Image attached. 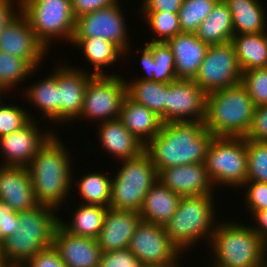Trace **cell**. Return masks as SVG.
Wrapping results in <instances>:
<instances>
[{
    "instance_id": "37",
    "label": "cell",
    "mask_w": 267,
    "mask_h": 267,
    "mask_svg": "<svg viewBox=\"0 0 267 267\" xmlns=\"http://www.w3.org/2000/svg\"><path fill=\"white\" fill-rule=\"evenodd\" d=\"M219 0H183L179 10L182 33H196Z\"/></svg>"
},
{
    "instance_id": "34",
    "label": "cell",
    "mask_w": 267,
    "mask_h": 267,
    "mask_svg": "<svg viewBox=\"0 0 267 267\" xmlns=\"http://www.w3.org/2000/svg\"><path fill=\"white\" fill-rule=\"evenodd\" d=\"M56 210L55 207L39 204L30 210L18 212L19 233L54 234L59 223V218L54 214Z\"/></svg>"
},
{
    "instance_id": "54",
    "label": "cell",
    "mask_w": 267,
    "mask_h": 267,
    "mask_svg": "<svg viewBox=\"0 0 267 267\" xmlns=\"http://www.w3.org/2000/svg\"><path fill=\"white\" fill-rule=\"evenodd\" d=\"M4 260L2 258V248L0 247V267H3L4 266Z\"/></svg>"
},
{
    "instance_id": "3",
    "label": "cell",
    "mask_w": 267,
    "mask_h": 267,
    "mask_svg": "<svg viewBox=\"0 0 267 267\" xmlns=\"http://www.w3.org/2000/svg\"><path fill=\"white\" fill-rule=\"evenodd\" d=\"M255 105L240 83L206 95L205 128L214 136L246 137Z\"/></svg>"
},
{
    "instance_id": "2",
    "label": "cell",
    "mask_w": 267,
    "mask_h": 267,
    "mask_svg": "<svg viewBox=\"0 0 267 267\" xmlns=\"http://www.w3.org/2000/svg\"><path fill=\"white\" fill-rule=\"evenodd\" d=\"M59 139L54 133L27 166L36 200L56 209L68 197L73 181L68 150Z\"/></svg>"
},
{
    "instance_id": "28",
    "label": "cell",
    "mask_w": 267,
    "mask_h": 267,
    "mask_svg": "<svg viewBox=\"0 0 267 267\" xmlns=\"http://www.w3.org/2000/svg\"><path fill=\"white\" fill-rule=\"evenodd\" d=\"M231 42L242 72L267 67V32L234 35Z\"/></svg>"
},
{
    "instance_id": "6",
    "label": "cell",
    "mask_w": 267,
    "mask_h": 267,
    "mask_svg": "<svg viewBox=\"0 0 267 267\" xmlns=\"http://www.w3.org/2000/svg\"><path fill=\"white\" fill-rule=\"evenodd\" d=\"M121 162L112 179L109 208L139 212L146 193L158 181V172L145 151Z\"/></svg>"
},
{
    "instance_id": "43",
    "label": "cell",
    "mask_w": 267,
    "mask_h": 267,
    "mask_svg": "<svg viewBox=\"0 0 267 267\" xmlns=\"http://www.w3.org/2000/svg\"><path fill=\"white\" fill-rule=\"evenodd\" d=\"M143 263L128 248L103 252L98 267H142Z\"/></svg>"
},
{
    "instance_id": "45",
    "label": "cell",
    "mask_w": 267,
    "mask_h": 267,
    "mask_svg": "<svg viewBox=\"0 0 267 267\" xmlns=\"http://www.w3.org/2000/svg\"><path fill=\"white\" fill-rule=\"evenodd\" d=\"M25 265L27 267H67L53 245L37 252Z\"/></svg>"
},
{
    "instance_id": "23",
    "label": "cell",
    "mask_w": 267,
    "mask_h": 267,
    "mask_svg": "<svg viewBox=\"0 0 267 267\" xmlns=\"http://www.w3.org/2000/svg\"><path fill=\"white\" fill-rule=\"evenodd\" d=\"M119 119L145 146L160 132L163 125L161 117L128 96L122 103Z\"/></svg>"
},
{
    "instance_id": "7",
    "label": "cell",
    "mask_w": 267,
    "mask_h": 267,
    "mask_svg": "<svg viewBox=\"0 0 267 267\" xmlns=\"http://www.w3.org/2000/svg\"><path fill=\"white\" fill-rule=\"evenodd\" d=\"M20 11L47 50L55 37L71 41L76 20L71 0H20Z\"/></svg>"
},
{
    "instance_id": "22",
    "label": "cell",
    "mask_w": 267,
    "mask_h": 267,
    "mask_svg": "<svg viewBox=\"0 0 267 267\" xmlns=\"http://www.w3.org/2000/svg\"><path fill=\"white\" fill-rule=\"evenodd\" d=\"M98 128L103 148L121 161L136 158L145 151V145L124 126L119 118L102 122Z\"/></svg>"
},
{
    "instance_id": "12",
    "label": "cell",
    "mask_w": 267,
    "mask_h": 267,
    "mask_svg": "<svg viewBox=\"0 0 267 267\" xmlns=\"http://www.w3.org/2000/svg\"><path fill=\"white\" fill-rule=\"evenodd\" d=\"M119 3L116 2L76 18L74 34L70 42L74 44L79 38L101 37L114 43L124 53L129 52L127 26Z\"/></svg>"
},
{
    "instance_id": "36",
    "label": "cell",
    "mask_w": 267,
    "mask_h": 267,
    "mask_svg": "<svg viewBox=\"0 0 267 267\" xmlns=\"http://www.w3.org/2000/svg\"><path fill=\"white\" fill-rule=\"evenodd\" d=\"M36 69L25 59L0 51V92L22 84Z\"/></svg>"
},
{
    "instance_id": "39",
    "label": "cell",
    "mask_w": 267,
    "mask_h": 267,
    "mask_svg": "<svg viewBox=\"0 0 267 267\" xmlns=\"http://www.w3.org/2000/svg\"><path fill=\"white\" fill-rule=\"evenodd\" d=\"M146 16L147 24L151 30L159 35V38L153 39L154 42H167L176 34L181 33L179 15L168 11L162 12H142Z\"/></svg>"
},
{
    "instance_id": "14",
    "label": "cell",
    "mask_w": 267,
    "mask_h": 267,
    "mask_svg": "<svg viewBox=\"0 0 267 267\" xmlns=\"http://www.w3.org/2000/svg\"><path fill=\"white\" fill-rule=\"evenodd\" d=\"M0 51L27 60L35 69L48 52L21 11L1 31Z\"/></svg>"
},
{
    "instance_id": "5",
    "label": "cell",
    "mask_w": 267,
    "mask_h": 267,
    "mask_svg": "<svg viewBox=\"0 0 267 267\" xmlns=\"http://www.w3.org/2000/svg\"><path fill=\"white\" fill-rule=\"evenodd\" d=\"M213 197V194L181 197L175 214L163 225L181 252L201 239L209 243L216 227Z\"/></svg>"
},
{
    "instance_id": "33",
    "label": "cell",
    "mask_w": 267,
    "mask_h": 267,
    "mask_svg": "<svg viewBox=\"0 0 267 267\" xmlns=\"http://www.w3.org/2000/svg\"><path fill=\"white\" fill-rule=\"evenodd\" d=\"M32 84L26 89L25 96L28 101L34 103L38 110L40 109L44 116L41 119L48 118L58 122V83L57 69L53 70L52 75L44 77L43 80Z\"/></svg>"
},
{
    "instance_id": "47",
    "label": "cell",
    "mask_w": 267,
    "mask_h": 267,
    "mask_svg": "<svg viewBox=\"0 0 267 267\" xmlns=\"http://www.w3.org/2000/svg\"><path fill=\"white\" fill-rule=\"evenodd\" d=\"M75 18L91 13L98 9L111 6L118 0H71Z\"/></svg>"
},
{
    "instance_id": "30",
    "label": "cell",
    "mask_w": 267,
    "mask_h": 267,
    "mask_svg": "<svg viewBox=\"0 0 267 267\" xmlns=\"http://www.w3.org/2000/svg\"><path fill=\"white\" fill-rule=\"evenodd\" d=\"M74 44L82 49L85 59L95 68L92 72L95 76L106 75L102 68L110 67L126 54L114 43L101 37L79 38Z\"/></svg>"
},
{
    "instance_id": "48",
    "label": "cell",
    "mask_w": 267,
    "mask_h": 267,
    "mask_svg": "<svg viewBox=\"0 0 267 267\" xmlns=\"http://www.w3.org/2000/svg\"><path fill=\"white\" fill-rule=\"evenodd\" d=\"M142 12H162L179 13L183 0H143Z\"/></svg>"
},
{
    "instance_id": "26",
    "label": "cell",
    "mask_w": 267,
    "mask_h": 267,
    "mask_svg": "<svg viewBox=\"0 0 267 267\" xmlns=\"http://www.w3.org/2000/svg\"><path fill=\"white\" fill-rule=\"evenodd\" d=\"M54 234H28L16 231L8 236L2 247L5 264H25L37 252L51 247Z\"/></svg>"
},
{
    "instance_id": "31",
    "label": "cell",
    "mask_w": 267,
    "mask_h": 267,
    "mask_svg": "<svg viewBox=\"0 0 267 267\" xmlns=\"http://www.w3.org/2000/svg\"><path fill=\"white\" fill-rule=\"evenodd\" d=\"M136 79H126L127 96L152 110L165 123L166 83Z\"/></svg>"
},
{
    "instance_id": "27",
    "label": "cell",
    "mask_w": 267,
    "mask_h": 267,
    "mask_svg": "<svg viewBox=\"0 0 267 267\" xmlns=\"http://www.w3.org/2000/svg\"><path fill=\"white\" fill-rule=\"evenodd\" d=\"M258 1L224 0L231 12L234 35L267 31L265 9Z\"/></svg>"
},
{
    "instance_id": "13",
    "label": "cell",
    "mask_w": 267,
    "mask_h": 267,
    "mask_svg": "<svg viewBox=\"0 0 267 267\" xmlns=\"http://www.w3.org/2000/svg\"><path fill=\"white\" fill-rule=\"evenodd\" d=\"M206 95L194 80L166 83L165 123L205 122Z\"/></svg>"
},
{
    "instance_id": "21",
    "label": "cell",
    "mask_w": 267,
    "mask_h": 267,
    "mask_svg": "<svg viewBox=\"0 0 267 267\" xmlns=\"http://www.w3.org/2000/svg\"><path fill=\"white\" fill-rule=\"evenodd\" d=\"M174 55L177 79L193 80L205 58L208 44L196 33H179L167 41Z\"/></svg>"
},
{
    "instance_id": "35",
    "label": "cell",
    "mask_w": 267,
    "mask_h": 267,
    "mask_svg": "<svg viewBox=\"0 0 267 267\" xmlns=\"http://www.w3.org/2000/svg\"><path fill=\"white\" fill-rule=\"evenodd\" d=\"M78 191L82 197V204L109 207L112 187V177L102 172H92L78 180ZM85 200V201H84Z\"/></svg>"
},
{
    "instance_id": "51",
    "label": "cell",
    "mask_w": 267,
    "mask_h": 267,
    "mask_svg": "<svg viewBox=\"0 0 267 267\" xmlns=\"http://www.w3.org/2000/svg\"><path fill=\"white\" fill-rule=\"evenodd\" d=\"M263 257L264 262L267 263V236L263 238Z\"/></svg>"
},
{
    "instance_id": "11",
    "label": "cell",
    "mask_w": 267,
    "mask_h": 267,
    "mask_svg": "<svg viewBox=\"0 0 267 267\" xmlns=\"http://www.w3.org/2000/svg\"><path fill=\"white\" fill-rule=\"evenodd\" d=\"M128 249L142 261L143 265L162 267L180 265L178 255L182 252L168 237L163 225L141 220L131 237Z\"/></svg>"
},
{
    "instance_id": "44",
    "label": "cell",
    "mask_w": 267,
    "mask_h": 267,
    "mask_svg": "<svg viewBox=\"0 0 267 267\" xmlns=\"http://www.w3.org/2000/svg\"><path fill=\"white\" fill-rule=\"evenodd\" d=\"M245 139L267 142V105L255 107L252 125Z\"/></svg>"
},
{
    "instance_id": "52",
    "label": "cell",
    "mask_w": 267,
    "mask_h": 267,
    "mask_svg": "<svg viewBox=\"0 0 267 267\" xmlns=\"http://www.w3.org/2000/svg\"><path fill=\"white\" fill-rule=\"evenodd\" d=\"M3 267H27L25 264H4Z\"/></svg>"
},
{
    "instance_id": "29",
    "label": "cell",
    "mask_w": 267,
    "mask_h": 267,
    "mask_svg": "<svg viewBox=\"0 0 267 267\" xmlns=\"http://www.w3.org/2000/svg\"><path fill=\"white\" fill-rule=\"evenodd\" d=\"M196 36L208 45L230 42L234 36L232 16L224 0H219L199 25Z\"/></svg>"
},
{
    "instance_id": "25",
    "label": "cell",
    "mask_w": 267,
    "mask_h": 267,
    "mask_svg": "<svg viewBox=\"0 0 267 267\" xmlns=\"http://www.w3.org/2000/svg\"><path fill=\"white\" fill-rule=\"evenodd\" d=\"M180 199L158 180L146 193L139 214L143 221L165 225L175 214Z\"/></svg>"
},
{
    "instance_id": "18",
    "label": "cell",
    "mask_w": 267,
    "mask_h": 267,
    "mask_svg": "<svg viewBox=\"0 0 267 267\" xmlns=\"http://www.w3.org/2000/svg\"><path fill=\"white\" fill-rule=\"evenodd\" d=\"M158 180L181 197L213 194L205 163L165 168L158 173Z\"/></svg>"
},
{
    "instance_id": "24",
    "label": "cell",
    "mask_w": 267,
    "mask_h": 267,
    "mask_svg": "<svg viewBox=\"0 0 267 267\" xmlns=\"http://www.w3.org/2000/svg\"><path fill=\"white\" fill-rule=\"evenodd\" d=\"M141 66L146 76L139 78L146 81L170 83L176 81L174 55L167 42H147L142 47Z\"/></svg>"
},
{
    "instance_id": "8",
    "label": "cell",
    "mask_w": 267,
    "mask_h": 267,
    "mask_svg": "<svg viewBox=\"0 0 267 267\" xmlns=\"http://www.w3.org/2000/svg\"><path fill=\"white\" fill-rule=\"evenodd\" d=\"M245 137L215 136L205 161L206 172L213 185L241 187L247 182Z\"/></svg>"
},
{
    "instance_id": "40",
    "label": "cell",
    "mask_w": 267,
    "mask_h": 267,
    "mask_svg": "<svg viewBox=\"0 0 267 267\" xmlns=\"http://www.w3.org/2000/svg\"><path fill=\"white\" fill-rule=\"evenodd\" d=\"M241 84L255 107L267 105V67L242 72Z\"/></svg>"
},
{
    "instance_id": "19",
    "label": "cell",
    "mask_w": 267,
    "mask_h": 267,
    "mask_svg": "<svg viewBox=\"0 0 267 267\" xmlns=\"http://www.w3.org/2000/svg\"><path fill=\"white\" fill-rule=\"evenodd\" d=\"M0 200L8 203L15 212L39 205L27 167L0 164Z\"/></svg>"
},
{
    "instance_id": "20",
    "label": "cell",
    "mask_w": 267,
    "mask_h": 267,
    "mask_svg": "<svg viewBox=\"0 0 267 267\" xmlns=\"http://www.w3.org/2000/svg\"><path fill=\"white\" fill-rule=\"evenodd\" d=\"M142 218L138 211L107 209L97 237L102 252L127 249Z\"/></svg>"
},
{
    "instance_id": "15",
    "label": "cell",
    "mask_w": 267,
    "mask_h": 267,
    "mask_svg": "<svg viewBox=\"0 0 267 267\" xmlns=\"http://www.w3.org/2000/svg\"><path fill=\"white\" fill-rule=\"evenodd\" d=\"M36 121L31 119L21 129L0 137V152H3L5 160L3 166L27 167L39 149L54 134L53 131L40 132Z\"/></svg>"
},
{
    "instance_id": "50",
    "label": "cell",
    "mask_w": 267,
    "mask_h": 267,
    "mask_svg": "<svg viewBox=\"0 0 267 267\" xmlns=\"http://www.w3.org/2000/svg\"><path fill=\"white\" fill-rule=\"evenodd\" d=\"M253 216L257 225L252 229L263 239L267 236V209L256 211Z\"/></svg>"
},
{
    "instance_id": "9",
    "label": "cell",
    "mask_w": 267,
    "mask_h": 267,
    "mask_svg": "<svg viewBox=\"0 0 267 267\" xmlns=\"http://www.w3.org/2000/svg\"><path fill=\"white\" fill-rule=\"evenodd\" d=\"M127 96L126 80L118 74L93 76L85 88L83 109L79 117L99 123L119 118Z\"/></svg>"
},
{
    "instance_id": "55",
    "label": "cell",
    "mask_w": 267,
    "mask_h": 267,
    "mask_svg": "<svg viewBox=\"0 0 267 267\" xmlns=\"http://www.w3.org/2000/svg\"><path fill=\"white\" fill-rule=\"evenodd\" d=\"M142 267H162V266H156V265H143Z\"/></svg>"
},
{
    "instance_id": "32",
    "label": "cell",
    "mask_w": 267,
    "mask_h": 267,
    "mask_svg": "<svg viewBox=\"0 0 267 267\" xmlns=\"http://www.w3.org/2000/svg\"><path fill=\"white\" fill-rule=\"evenodd\" d=\"M107 209L108 207L100 205L81 203L80 207L73 212L74 216L71 223L63 222L62 218L59 219V223L72 234L97 239L101 232Z\"/></svg>"
},
{
    "instance_id": "1",
    "label": "cell",
    "mask_w": 267,
    "mask_h": 267,
    "mask_svg": "<svg viewBox=\"0 0 267 267\" xmlns=\"http://www.w3.org/2000/svg\"><path fill=\"white\" fill-rule=\"evenodd\" d=\"M214 137L204 122L163 123L160 132L145 146V152L159 173L165 168L205 163Z\"/></svg>"
},
{
    "instance_id": "53",
    "label": "cell",
    "mask_w": 267,
    "mask_h": 267,
    "mask_svg": "<svg viewBox=\"0 0 267 267\" xmlns=\"http://www.w3.org/2000/svg\"><path fill=\"white\" fill-rule=\"evenodd\" d=\"M4 241L5 239L2 237V233H1V226H0V247L2 248L4 245Z\"/></svg>"
},
{
    "instance_id": "38",
    "label": "cell",
    "mask_w": 267,
    "mask_h": 267,
    "mask_svg": "<svg viewBox=\"0 0 267 267\" xmlns=\"http://www.w3.org/2000/svg\"><path fill=\"white\" fill-rule=\"evenodd\" d=\"M247 182L267 183V142L246 139Z\"/></svg>"
},
{
    "instance_id": "41",
    "label": "cell",
    "mask_w": 267,
    "mask_h": 267,
    "mask_svg": "<svg viewBox=\"0 0 267 267\" xmlns=\"http://www.w3.org/2000/svg\"><path fill=\"white\" fill-rule=\"evenodd\" d=\"M1 99L0 96V137L21 129L32 119L21 106L3 104Z\"/></svg>"
},
{
    "instance_id": "4",
    "label": "cell",
    "mask_w": 267,
    "mask_h": 267,
    "mask_svg": "<svg viewBox=\"0 0 267 267\" xmlns=\"http://www.w3.org/2000/svg\"><path fill=\"white\" fill-rule=\"evenodd\" d=\"M209 242L216 267H263L265 264L263 239L250 224L216 223Z\"/></svg>"
},
{
    "instance_id": "42",
    "label": "cell",
    "mask_w": 267,
    "mask_h": 267,
    "mask_svg": "<svg viewBox=\"0 0 267 267\" xmlns=\"http://www.w3.org/2000/svg\"><path fill=\"white\" fill-rule=\"evenodd\" d=\"M243 186L247 189L245 204L252 215L256 211L267 209V183L246 182Z\"/></svg>"
},
{
    "instance_id": "46",
    "label": "cell",
    "mask_w": 267,
    "mask_h": 267,
    "mask_svg": "<svg viewBox=\"0 0 267 267\" xmlns=\"http://www.w3.org/2000/svg\"><path fill=\"white\" fill-rule=\"evenodd\" d=\"M0 226L2 237L6 239L19 230L18 212L13 211L11 206L0 200Z\"/></svg>"
},
{
    "instance_id": "49",
    "label": "cell",
    "mask_w": 267,
    "mask_h": 267,
    "mask_svg": "<svg viewBox=\"0 0 267 267\" xmlns=\"http://www.w3.org/2000/svg\"><path fill=\"white\" fill-rule=\"evenodd\" d=\"M14 2L15 0H0V33L5 25L20 11V0L17 2L18 5ZM13 4H16L18 9L14 10ZM15 11L17 12L15 13Z\"/></svg>"
},
{
    "instance_id": "16",
    "label": "cell",
    "mask_w": 267,
    "mask_h": 267,
    "mask_svg": "<svg viewBox=\"0 0 267 267\" xmlns=\"http://www.w3.org/2000/svg\"><path fill=\"white\" fill-rule=\"evenodd\" d=\"M93 76L69 65L57 68L59 123H71L81 115L85 88Z\"/></svg>"
},
{
    "instance_id": "10",
    "label": "cell",
    "mask_w": 267,
    "mask_h": 267,
    "mask_svg": "<svg viewBox=\"0 0 267 267\" xmlns=\"http://www.w3.org/2000/svg\"><path fill=\"white\" fill-rule=\"evenodd\" d=\"M239 67L232 42L209 45L194 82L206 93L241 83Z\"/></svg>"
},
{
    "instance_id": "17",
    "label": "cell",
    "mask_w": 267,
    "mask_h": 267,
    "mask_svg": "<svg viewBox=\"0 0 267 267\" xmlns=\"http://www.w3.org/2000/svg\"><path fill=\"white\" fill-rule=\"evenodd\" d=\"M52 245L67 267H98L103 253L97 239L72 234L60 223Z\"/></svg>"
}]
</instances>
